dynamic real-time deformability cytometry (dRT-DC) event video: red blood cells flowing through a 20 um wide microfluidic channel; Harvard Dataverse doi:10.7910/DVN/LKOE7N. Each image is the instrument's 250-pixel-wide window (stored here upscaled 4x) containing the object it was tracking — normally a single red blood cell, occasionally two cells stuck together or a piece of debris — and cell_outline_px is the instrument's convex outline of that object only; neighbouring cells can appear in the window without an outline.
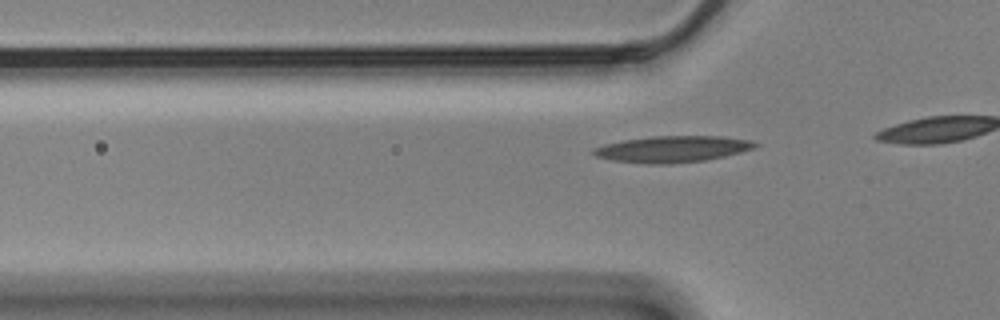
{"species": "Egyptian fruit bat (a non-hibernating species)", "species_latin": "Rousettus aegyptiacus", "temperature_condition": "cold", "stored_images_in_passage": 21, "camera_frame_rate_fps": 3000, "um_per_image_px": 0.085, "animal": {"sex": "male"}, "frame": {"image": 1, "passage_image": 15, "time_ms": 4.667, "image_size_px": [1000, 320], "cell_outline_px": [[760, 144], [756, 148], [724, 156], [704, 160], [668, 164], [648, 164], [612, 160], [596, 156], [592, 152], [592, 148], [604, 144], [624, 140], [652, 136], [720, 136], [752, 140]], "centroid_in_image_um": [57.17, 12.66], "position_along_channel_um": 68.6, "area_um2": 24.85}}